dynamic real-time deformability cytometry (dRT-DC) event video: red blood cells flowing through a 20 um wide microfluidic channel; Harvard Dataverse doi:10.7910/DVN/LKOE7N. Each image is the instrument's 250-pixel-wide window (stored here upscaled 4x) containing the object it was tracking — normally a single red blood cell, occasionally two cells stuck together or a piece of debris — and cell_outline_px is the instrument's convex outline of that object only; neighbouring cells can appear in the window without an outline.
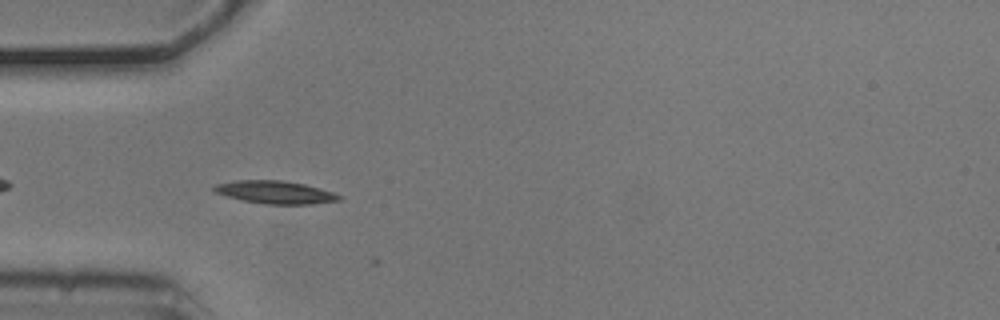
{"species": "common noctule bat (a hibernating species)", "species_latin": "Nyctalus noctula", "temperature_condition": "cold", "stored_images_in_passage": 7, "segment_of_instrument_passage": [2, 2], "camera_frame_rate_fps": 3000, "um_per_image_px": 0.085, "animal": {"sex": "male", "body_mass_g": 20.5, "forearm_length_mm": 52.5}, "frame": {"image": 1, "passage_image": 5, "time_ms": 1.333, "image_size_px": [1000, 320], "cell_outline_px": [[344, 196], [340, 200], [312, 204], [264, 204], [244, 200], [228, 196], [216, 192], [212, 188], [216, 184], [236, 180], [280, 180], [304, 184], [320, 188]], "centroid_in_image_um": [23.43, 16.34], "position_along_channel_um": 61.6, "area_um2": 16.47}}
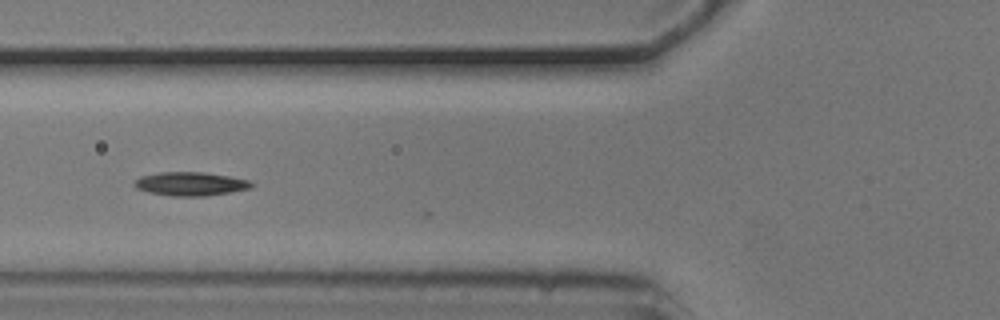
{"frame": {"image": 2, "passage_image": 6, "time_ms": 1.667, "image_size_px": [1000, 320], "cell_outline_px": [[256, 184], [248, 188], [228, 192], [204, 196], [172, 196], [148, 192], [136, 188], [132, 184], [140, 176], [160, 172], [204, 172], [228, 176], [248, 180]], "centroid_in_image_um": [16.15, 15.62], "position_along_channel_um": 109.7, "area_um2": 16.01}}
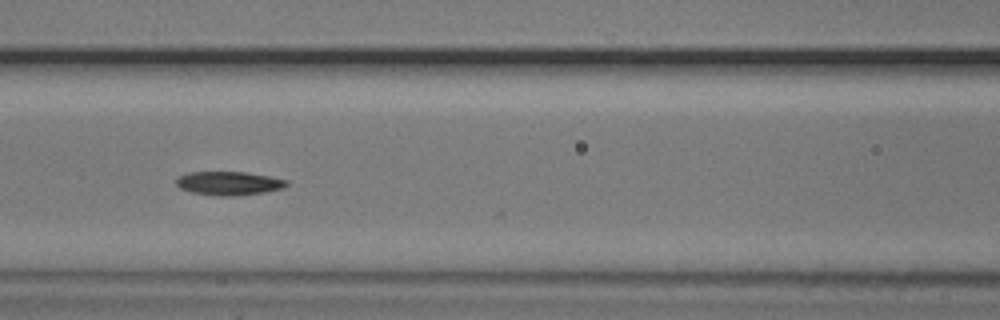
{"frame": {"image": 3, "passage_image": 7, "time_ms": 2.0, "image_size_px": [1000, 320], "cell_outline_px": [[288, 184], [284, 188], [264, 192], [236, 196], [220, 196], [192, 192], [180, 188], [176, 184], [176, 180], [180, 176], [188, 172], [248, 172], [288, 180]], "centroid_in_image_um": [19.47, 15.58], "position_along_channel_um": 147.1, "area_um2": 15.2}}